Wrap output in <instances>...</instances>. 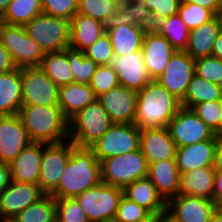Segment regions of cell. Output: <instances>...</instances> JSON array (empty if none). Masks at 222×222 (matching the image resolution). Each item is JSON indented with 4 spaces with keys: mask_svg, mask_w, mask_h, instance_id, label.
<instances>
[{
    "mask_svg": "<svg viewBox=\"0 0 222 222\" xmlns=\"http://www.w3.org/2000/svg\"><path fill=\"white\" fill-rule=\"evenodd\" d=\"M11 181L10 165L0 163V190L6 188Z\"/></svg>",
    "mask_w": 222,
    "mask_h": 222,
    "instance_id": "52",
    "label": "cell"
},
{
    "mask_svg": "<svg viewBox=\"0 0 222 222\" xmlns=\"http://www.w3.org/2000/svg\"><path fill=\"white\" fill-rule=\"evenodd\" d=\"M212 56L222 60V33L220 32L214 42Z\"/></svg>",
    "mask_w": 222,
    "mask_h": 222,
    "instance_id": "55",
    "label": "cell"
},
{
    "mask_svg": "<svg viewBox=\"0 0 222 222\" xmlns=\"http://www.w3.org/2000/svg\"><path fill=\"white\" fill-rule=\"evenodd\" d=\"M22 79V105H56L59 87L40 67L20 68Z\"/></svg>",
    "mask_w": 222,
    "mask_h": 222,
    "instance_id": "11",
    "label": "cell"
},
{
    "mask_svg": "<svg viewBox=\"0 0 222 222\" xmlns=\"http://www.w3.org/2000/svg\"><path fill=\"white\" fill-rule=\"evenodd\" d=\"M146 31L141 26L120 25L107 30L106 34L110 38L114 54L122 56L142 49Z\"/></svg>",
    "mask_w": 222,
    "mask_h": 222,
    "instance_id": "30",
    "label": "cell"
},
{
    "mask_svg": "<svg viewBox=\"0 0 222 222\" xmlns=\"http://www.w3.org/2000/svg\"><path fill=\"white\" fill-rule=\"evenodd\" d=\"M219 33V23L215 16L200 27L190 30L189 42L185 52L194 60L211 56L214 42Z\"/></svg>",
    "mask_w": 222,
    "mask_h": 222,
    "instance_id": "29",
    "label": "cell"
},
{
    "mask_svg": "<svg viewBox=\"0 0 222 222\" xmlns=\"http://www.w3.org/2000/svg\"><path fill=\"white\" fill-rule=\"evenodd\" d=\"M96 99L89 84L74 82L59 87L58 105L68 120Z\"/></svg>",
    "mask_w": 222,
    "mask_h": 222,
    "instance_id": "25",
    "label": "cell"
},
{
    "mask_svg": "<svg viewBox=\"0 0 222 222\" xmlns=\"http://www.w3.org/2000/svg\"><path fill=\"white\" fill-rule=\"evenodd\" d=\"M140 150L148 164L175 159L177 146L167 127L140 129Z\"/></svg>",
    "mask_w": 222,
    "mask_h": 222,
    "instance_id": "20",
    "label": "cell"
},
{
    "mask_svg": "<svg viewBox=\"0 0 222 222\" xmlns=\"http://www.w3.org/2000/svg\"><path fill=\"white\" fill-rule=\"evenodd\" d=\"M41 13L42 0H12L0 19L9 25L25 26Z\"/></svg>",
    "mask_w": 222,
    "mask_h": 222,
    "instance_id": "34",
    "label": "cell"
},
{
    "mask_svg": "<svg viewBox=\"0 0 222 222\" xmlns=\"http://www.w3.org/2000/svg\"><path fill=\"white\" fill-rule=\"evenodd\" d=\"M17 115L31 142L57 144L68 140L69 120L58 104L22 105Z\"/></svg>",
    "mask_w": 222,
    "mask_h": 222,
    "instance_id": "2",
    "label": "cell"
},
{
    "mask_svg": "<svg viewBox=\"0 0 222 222\" xmlns=\"http://www.w3.org/2000/svg\"><path fill=\"white\" fill-rule=\"evenodd\" d=\"M105 33L103 22L77 13L70 21L69 47L84 51Z\"/></svg>",
    "mask_w": 222,
    "mask_h": 222,
    "instance_id": "24",
    "label": "cell"
},
{
    "mask_svg": "<svg viewBox=\"0 0 222 222\" xmlns=\"http://www.w3.org/2000/svg\"><path fill=\"white\" fill-rule=\"evenodd\" d=\"M26 33L44 53L62 51L70 44V21L41 13L25 26Z\"/></svg>",
    "mask_w": 222,
    "mask_h": 222,
    "instance_id": "6",
    "label": "cell"
},
{
    "mask_svg": "<svg viewBox=\"0 0 222 222\" xmlns=\"http://www.w3.org/2000/svg\"><path fill=\"white\" fill-rule=\"evenodd\" d=\"M195 75L222 87V60L212 55L196 59Z\"/></svg>",
    "mask_w": 222,
    "mask_h": 222,
    "instance_id": "40",
    "label": "cell"
},
{
    "mask_svg": "<svg viewBox=\"0 0 222 222\" xmlns=\"http://www.w3.org/2000/svg\"><path fill=\"white\" fill-rule=\"evenodd\" d=\"M16 67L11 54L0 42V74L10 72Z\"/></svg>",
    "mask_w": 222,
    "mask_h": 222,
    "instance_id": "49",
    "label": "cell"
},
{
    "mask_svg": "<svg viewBox=\"0 0 222 222\" xmlns=\"http://www.w3.org/2000/svg\"><path fill=\"white\" fill-rule=\"evenodd\" d=\"M0 222H13L12 220H1Z\"/></svg>",
    "mask_w": 222,
    "mask_h": 222,
    "instance_id": "60",
    "label": "cell"
},
{
    "mask_svg": "<svg viewBox=\"0 0 222 222\" xmlns=\"http://www.w3.org/2000/svg\"><path fill=\"white\" fill-rule=\"evenodd\" d=\"M219 134H222V109L219 117Z\"/></svg>",
    "mask_w": 222,
    "mask_h": 222,
    "instance_id": "59",
    "label": "cell"
},
{
    "mask_svg": "<svg viewBox=\"0 0 222 222\" xmlns=\"http://www.w3.org/2000/svg\"><path fill=\"white\" fill-rule=\"evenodd\" d=\"M78 0H42V12L46 15L71 21L77 14Z\"/></svg>",
    "mask_w": 222,
    "mask_h": 222,
    "instance_id": "45",
    "label": "cell"
},
{
    "mask_svg": "<svg viewBox=\"0 0 222 222\" xmlns=\"http://www.w3.org/2000/svg\"><path fill=\"white\" fill-rule=\"evenodd\" d=\"M216 135L199 143L177 147L175 161L180 174L202 167L214 166Z\"/></svg>",
    "mask_w": 222,
    "mask_h": 222,
    "instance_id": "22",
    "label": "cell"
},
{
    "mask_svg": "<svg viewBox=\"0 0 222 222\" xmlns=\"http://www.w3.org/2000/svg\"><path fill=\"white\" fill-rule=\"evenodd\" d=\"M208 222H222V209L219 206L211 214Z\"/></svg>",
    "mask_w": 222,
    "mask_h": 222,
    "instance_id": "56",
    "label": "cell"
},
{
    "mask_svg": "<svg viewBox=\"0 0 222 222\" xmlns=\"http://www.w3.org/2000/svg\"><path fill=\"white\" fill-rule=\"evenodd\" d=\"M114 123L96 99L69 120L68 140L79 147H90Z\"/></svg>",
    "mask_w": 222,
    "mask_h": 222,
    "instance_id": "4",
    "label": "cell"
},
{
    "mask_svg": "<svg viewBox=\"0 0 222 222\" xmlns=\"http://www.w3.org/2000/svg\"><path fill=\"white\" fill-rule=\"evenodd\" d=\"M191 109L214 131L215 135H219V117L222 109V100L200 102L194 104Z\"/></svg>",
    "mask_w": 222,
    "mask_h": 222,
    "instance_id": "43",
    "label": "cell"
},
{
    "mask_svg": "<svg viewBox=\"0 0 222 222\" xmlns=\"http://www.w3.org/2000/svg\"><path fill=\"white\" fill-rule=\"evenodd\" d=\"M181 107L180 100L157 80H151L143 89L137 91L134 124L139 129L167 127Z\"/></svg>",
    "mask_w": 222,
    "mask_h": 222,
    "instance_id": "3",
    "label": "cell"
},
{
    "mask_svg": "<svg viewBox=\"0 0 222 222\" xmlns=\"http://www.w3.org/2000/svg\"><path fill=\"white\" fill-rule=\"evenodd\" d=\"M194 74L195 60L185 51H176L171 56L164 72L156 80L169 93L182 101Z\"/></svg>",
    "mask_w": 222,
    "mask_h": 222,
    "instance_id": "13",
    "label": "cell"
},
{
    "mask_svg": "<svg viewBox=\"0 0 222 222\" xmlns=\"http://www.w3.org/2000/svg\"><path fill=\"white\" fill-rule=\"evenodd\" d=\"M56 222H89L75 198L56 199Z\"/></svg>",
    "mask_w": 222,
    "mask_h": 222,
    "instance_id": "42",
    "label": "cell"
},
{
    "mask_svg": "<svg viewBox=\"0 0 222 222\" xmlns=\"http://www.w3.org/2000/svg\"><path fill=\"white\" fill-rule=\"evenodd\" d=\"M0 42L11 54L17 68L40 67L45 53L26 33L24 26L0 22Z\"/></svg>",
    "mask_w": 222,
    "mask_h": 222,
    "instance_id": "8",
    "label": "cell"
},
{
    "mask_svg": "<svg viewBox=\"0 0 222 222\" xmlns=\"http://www.w3.org/2000/svg\"><path fill=\"white\" fill-rule=\"evenodd\" d=\"M30 143L17 114L0 116V163L10 164Z\"/></svg>",
    "mask_w": 222,
    "mask_h": 222,
    "instance_id": "17",
    "label": "cell"
},
{
    "mask_svg": "<svg viewBox=\"0 0 222 222\" xmlns=\"http://www.w3.org/2000/svg\"><path fill=\"white\" fill-rule=\"evenodd\" d=\"M12 0H0V18L3 16V14L6 12L9 3Z\"/></svg>",
    "mask_w": 222,
    "mask_h": 222,
    "instance_id": "57",
    "label": "cell"
},
{
    "mask_svg": "<svg viewBox=\"0 0 222 222\" xmlns=\"http://www.w3.org/2000/svg\"><path fill=\"white\" fill-rule=\"evenodd\" d=\"M215 100H222V87L207 82L194 74L188 84L185 98L181 101V105L191 108L194 104Z\"/></svg>",
    "mask_w": 222,
    "mask_h": 222,
    "instance_id": "33",
    "label": "cell"
},
{
    "mask_svg": "<svg viewBox=\"0 0 222 222\" xmlns=\"http://www.w3.org/2000/svg\"><path fill=\"white\" fill-rule=\"evenodd\" d=\"M45 195L39 185L11 180L0 190V221L11 220Z\"/></svg>",
    "mask_w": 222,
    "mask_h": 222,
    "instance_id": "12",
    "label": "cell"
},
{
    "mask_svg": "<svg viewBox=\"0 0 222 222\" xmlns=\"http://www.w3.org/2000/svg\"><path fill=\"white\" fill-rule=\"evenodd\" d=\"M217 207L213 200L183 194L166 202V210L179 222H208Z\"/></svg>",
    "mask_w": 222,
    "mask_h": 222,
    "instance_id": "18",
    "label": "cell"
},
{
    "mask_svg": "<svg viewBox=\"0 0 222 222\" xmlns=\"http://www.w3.org/2000/svg\"><path fill=\"white\" fill-rule=\"evenodd\" d=\"M109 65L115 69L120 85L131 90L140 91L152 80L143 60L142 49L128 55L114 54Z\"/></svg>",
    "mask_w": 222,
    "mask_h": 222,
    "instance_id": "15",
    "label": "cell"
},
{
    "mask_svg": "<svg viewBox=\"0 0 222 222\" xmlns=\"http://www.w3.org/2000/svg\"><path fill=\"white\" fill-rule=\"evenodd\" d=\"M147 176L165 202L178 195L180 173L175 159L149 163Z\"/></svg>",
    "mask_w": 222,
    "mask_h": 222,
    "instance_id": "23",
    "label": "cell"
},
{
    "mask_svg": "<svg viewBox=\"0 0 222 222\" xmlns=\"http://www.w3.org/2000/svg\"><path fill=\"white\" fill-rule=\"evenodd\" d=\"M146 8L153 12L155 24L161 19L178 14L182 0H144Z\"/></svg>",
    "mask_w": 222,
    "mask_h": 222,
    "instance_id": "46",
    "label": "cell"
},
{
    "mask_svg": "<svg viewBox=\"0 0 222 222\" xmlns=\"http://www.w3.org/2000/svg\"><path fill=\"white\" fill-rule=\"evenodd\" d=\"M83 52L85 57L91 59L98 66L108 65L114 56L110 38L106 33Z\"/></svg>",
    "mask_w": 222,
    "mask_h": 222,
    "instance_id": "44",
    "label": "cell"
},
{
    "mask_svg": "<svg viewBox=\"0 0 222 222\" xmlns=\"http://www.w3.org/2000/svg\"><path fill=\"white\" fill-rule=\"evenodd\" d=\"M40 68L58 87L74 83L66 48L62 51L45 53Z\"/></svg>",
    "mask_w": 222,
    "mask_h": 222,
    "instance_id": "31",
    "label": "cell"
},
{
    "mask_svg": "<svg viewBox=\"0 0 222 222\" xmlns=\"http://www.w3.org/2000/svg\"><path fill=\"white\" fill-rule=\"evenodd\" d=\"M178 15L189 30L198 28L215 17L211 10L195 3L183 1L178 9Z\"/></svg>",
    "mask_w": 222,
    "mask_h": 222,
    "instance_id": "38",
    "label": "cell"
},
{
    "mask_svg": "<svg viewBox=\"0 0 222 222\" xmlns=\"http://www.w3.org/2000/svg\"><path fill=\"white\" fill-rule=\"evenodd\" d=\"M215 16L217 17L219 23L220 32L222 33V8L218 11V13Z\"/></svg>",
    "mask_w": 222,
    "mask_h": 222,
    "instance_id": "58",
    "label": "cell"
},
{
    "mask_svg": "<svg viewBox=\"0 0 222 222\" xmlns=\"http://www.w3.org/2000/svg\"><path fill=\"white\" fill-rule=\"evenodd\" d=\"M130 15L135 18V22L149 30L155 27L153 12L146 8L144 0H130Z\"/></svg>",
    "mask_w": 222,
    "mask_h": 222,
    "instance_id": "48",
    "label": "cell"
},
{
    "mask_svg": "<svg viewBox=\"0 0 222 222\" xmlns=\"http://www.w3.org/2000/svg\"><path fill=\"white\" fill-rule=\"evenodd\" d=\"M101 181V164L90 147L72 143V151L58 186L50 193L55 199L75 198Z\"/></svg>",
    "mask_w": 222,
    "mask_h": 222,
    "instance_id": "1",
    "label": "cell"
},
{
    "mask_svg": "<svg viewBox=\"0 0 222 222\" xmlns=\"http://www.w3.org/2000/svg\"><path fill=\"white\" fill-rule=\"evenodd\" d=\"M13 222H56V199L46 194L11 219Z\"/></svg>",
    "mask_w": 222,
    "mask_h": 222,
    "instance_id": "35",
    "label": "cell"
},
{
    "mask_svg": "<svg viewBox=\"0 0 222 222\" xmlns=\"http://www.w3.org/2000/svg\"><path fill=\"white\" fill-rule=\"evenodd\" d=\"M120 25L139 26L130 15V0H121L117 11L104 22L105 32Z\"/></svg>",
    "mask_w": 222,
    "mask_h": 222,
    "instance_id": "47",
    "label": "cell"
},
{
    "mask_svg": "<svg viewBox=\"0 0 222 222\" xmlns=\"http://www.w3.org/2000/svg\"><path fill=\"white\" fill-rule=\"evenodd\" d=\"M100 164L101 181L122 189L148 175L149 164L140 149L104 159Z\"/></svg>",
    "mask_w": 222,
    "mask_h": 222,
    "instance_id": "5",
    "label": "cell"
},
{
    "mask_svg": "<svg viewBox=\"0 0 222 222\" xmlns=\"http://www.w3.org/2000/svg\"><path fill=\"white\" fill-rule=\"evenodd\" d=\"M183 2L195 3L211 10L215 15L222 8V0H182Z\"/></svg>",
    "mask_w": 222,
    "mask_h": 222,
    "instance_id": "51",
    "label": "cell"
},
{
    "mask_svg": "<svg viewBox=\"0 0 222 222\" xmlns=\"http://www.w3.org/2000/svg\"><path fill=\"white\" fill-rule=\"evenodd\" d=\"M46 143L31 142L9 164L11 180L38 185L43 148Z\"/></svg>",
    "mask_w": 222,
    "mask_h": 222,
    "instance_id": "21",
    "label": "cell"
},
{
    "mask_svg": "<svg viewBox=\"0 0 222 222\" xmlns=\"http://www.w3.org/2000/svg\"><path fill=\"white\" fill-rule=\"evenodd\" d=\"M71 73L75 83L90 84L92 75L95 73L97 64L85 57L84 52L71 47L66 48Z\"/></svg>",
    "mask_w": 222,
    "mask_h": 222,
    "instance_id": "36",
    "label": "cell"
},
{
    "mask_svg": "<svg viewBox=\"0 0 222 222\" xmlns=\"http://www.w3.org/2000/svg\"><path fill=\"white\" fill-rule=\"evenodd\" d=\"M71 151L70 140L47 144L43 148L38 185L46 194H50L58 186Z\"/></svg>",
    "mask_w": 222,
    "mask_h": 222,
    "instance_id": "14",
    "label": "cell"
},
{
    "mask_svg": "<svg viewBox=\"0 0 222 222\" xmlns=\"http://www.w3.org/2000/svg\"><path fill=\"white\" fill-rule=\"evenodd\" d=\"M90 148L97 160L140 149V129L135 124L114 123Z\"/></svg>",
    "mask_w": 222,
    "mask_h": 222,
    "instance_id": "9",
    "label": "cell"
},
{
    "mask_svg": "<svg viewBox=\"0 0 222 222\" xmlns=\"http://www.w3.org/2000/svg\"><path fill=\"white\" fill-rule=\"evenodd\" d=\"M213 201L219 206L222 204V171H215Z\"/></svg>",
    "mask_w": 222,
    "mask_h": 222,
    "instance_id": "50",
    "label": "cell"
},
{
    "mask_svg": "<svg viewBox=\"0 0 222 222\" xmlns=\"http://www.w3.org/2000/svg\"><path fill=\"white\" fill-rule=\"evenodd\" d=\"M89 85L98 97L117 87L120 83L115 69L108 64L97 66Z\"/></svg>",
    "mask_w": 222,
    "mask_h": 222,
    "instance_id": "41",
    "label": "cell"
},
{
    "mask_svg": "<svg viewBox=\"0 0 222 222\" xmlns=\"http://www.w3.org/2000/svg\"><path fill=\"white\" fill-rule=\"evenodd\" d=\"M122 196V188L101 182L86 189L75 199L89 222H113Z\"/></svg>",
    "mask_w": 222,
    "mask_h": 222,
    "instance_id": "7",
    "label": "cell"
},
{
    "mask_svg": "<svg viewBox=\"0 0 222 222\" xmlns=\"http://www.w3.org/2000/svg\"><path fill=\"white\" fill-rule=\"evenodd\" d=\"M152 222H179L171 213L166 209L153 216Z\"/></svg>",
    "mask_w": 222,
    "mask_h": 222,
    "instance_id": "54",
    "label": "cell"
},
{
    "mask_svg": "<svg viewBox=\"0 0 222 222\" xmlns=\"http://www.w3.org/2000/svg\"><path fill=\"white\" fill-rule=\"evenodd\" d=\"M153 215L124 195L121 197L113 222H152Z\"/></svg>",
    "mask_w": 222,
    "mask_h": 222,
    "instance_id": "39",
    "label": "cell"
},
{
    "mask_svg": "<svg viewBox=\"0 0 222 222\" xmlns=\"http://www.w3.org/2000/svg\"><path fill=\"white\" fill-rule=\"evenodd\" d=\"M137 91L118 85L97 97L113 123L134 124Z\"/></svg>",
    "mask_w": 222,
    "mask_h": 222,
    "instance_id": "16",
    "label": "cell"
},
{
    "mask_svg": "<svg viewBox=\"0 0 222 222\" xmlns=\"http://www.w3.org/2000/svg\"><path fill=\"white\" fill-rule=\"evenodd\" d=\"M154 30L165 37L176 51L186 50L190 30L178 14L159 20Z\"/></svg>",
    "mask_w": 222,
    "mask_h": 222,
    "instance_id": "32",
    "label": "cell"
},
{
    "mask_svg": "<svg viewBox=\"0 0 222 222\" xmlns=\"http://www.w3.org/2000/svg\"><path fill=\"white\" fill-rule=\"evenodd\" d=\"M167 129L177 147L210 140L214 131L191 109L181 107L168 123Z\"/></svg>",
    "mask_w": 222,
    "mask_h": 222,
    "instance_id": "10",
    "label": "cell"
},
{
    "mask_svg": "<svg viewBox=\"0 0 222 222\" xmlns=\"http://www.w3.org/2000/svg\"><path fill=\"white\" fill-rule=\"evenodd\" d=\"M214 169L222 171V134L216 135Z\"/></svg>",
    "mask_w": 222,
    "mask_h": 222,
    "instance_id": "53",
    "label": "cell"
},
{
    "mask_svg": "<svg viewBox=\"0 0 222 222\" xmlns=\"http://www.w3.org/2000/svg\"><path fill=\"white\" fill-rule=\"evenodd\" d=\"M175 52L170 42L154 29L145 32L142 45L143 60L152 80H156L164 72Z\"/></svg>",
    "mask_w": 222,
    "mask_h": 222,
    "instance_id": "19",
    "label": "cell"
},
{
    "mask_svg": "<svg viewBox=\"0 0 222 222\" xmlns=\"http://www.w3.org/2000/svg\"><path fill=\"white\" fill-rule=\"evenodd\" d=\"M123 195L147 209L153 216L166 209V202L158 194L155 185L148 176L126 186L123 189Z\"/></svg>",
    "mask_w": 222,
    "mask_h": 222,
    "instance_id": "26",
    "label": "cell"
},
{
    "mask_svg": "<svg viewBox=\"0 0 222 222\" xmlns=\"http://www.w3.org/2000/svg\"><path fill=\"white\" fill-rule=\"evenodd\" d=\"M22 106L20 68L0 74V116L16 115Z\"/></svg>",
    "mask_w": 222,
    "mask_h": 222,
    "instance_id": "28",
    "label": "cell"
},
{
    "mask_svg": "<svg viewBox=\"0 0 222 222\" xmlns=\"http://www.w3.org/2000/svg\"><path fill=\"white\" fill-rule=\"evenodd\" d=\"M215 171L210 166L180 174L178 194L213 200Z\"/></svg>",
    "mask_w": 222,
    "mask_h": 222,
    "instance_id": "27",
    "label": "cell"
},
{
    "mask_svg": "<svg viewBox=\"0 0 222 222\" xmlns=\"http://www.w3.org/2000/svg\"><path fill=\"white\" fill-rule=\"evenodd\" d=\"M121 0H78L77 13L105 22L117 11Z\"/></svg>",
    "mask_w": 222,
    "mask_h": 222,
    "instance_id": "37",
    "label": "cell"
}]
</instances>
